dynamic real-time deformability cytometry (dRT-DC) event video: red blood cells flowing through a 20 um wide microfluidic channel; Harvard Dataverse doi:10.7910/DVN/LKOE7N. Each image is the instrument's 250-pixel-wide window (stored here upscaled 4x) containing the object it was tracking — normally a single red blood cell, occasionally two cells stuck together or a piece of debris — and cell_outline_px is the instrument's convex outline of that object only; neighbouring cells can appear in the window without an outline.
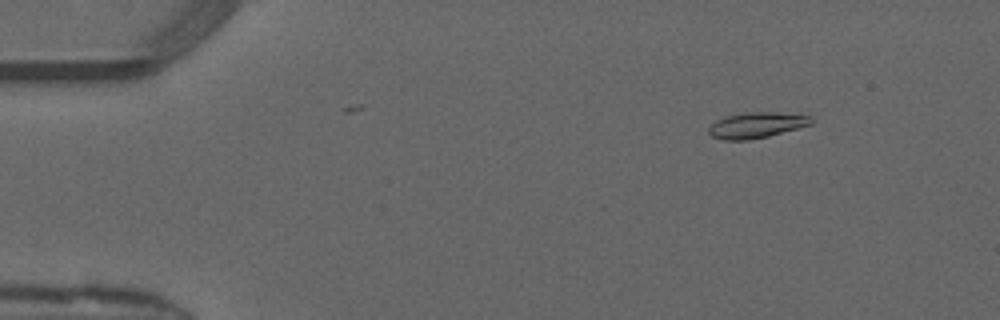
{"species": "common noctule bat (a hibernating species)", "species_latin": "Nyctalus noctula", "temperature_condition": "warm", "stored_images_in_passage": 51, "camera_frame_rate_fps": 3000, "um_per_image_px": 0.085, "animal": {"sex": "male", "forearm_length_mm": 52.5}, "frame": {"image": 1, "passage_image": 7, "time_ms": 2.0, "image_size_px": [1000, 320], "cell_outline_px": [[812, 124], [768, 136], [748, 140], [724, 140], [712, 136], [708, 132], [708, 128], [716, 120], [724, 116], [748, 112], [776, 112], [812, 116]], "centroid_in_image_um": [64.28, 10.63], "position_along_channel_um": 20.7, "area_um2": 15.32}}
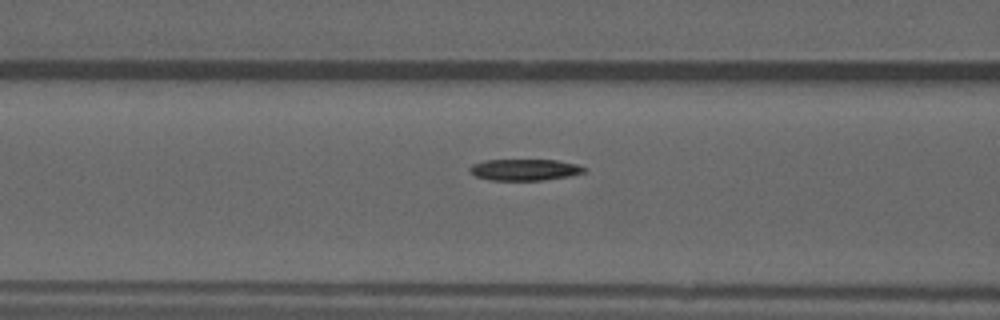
{"frame": {"image": 2, "passage_image": 21, "time_ms": 6.667, "image_size_px": [1000, 320], "cell_outline_px": [[588, 172], [568, 176], [544, 180], [488, 180], [476, 176], [468, 172], [468, 168], [472, 164], [484, 160], [556, 160], [576, 164], [588, 168]], "centroid_in_image_um": [44.59, 14.43], "position_along_channel_um": 122.0, "area_um2": 14.45}}
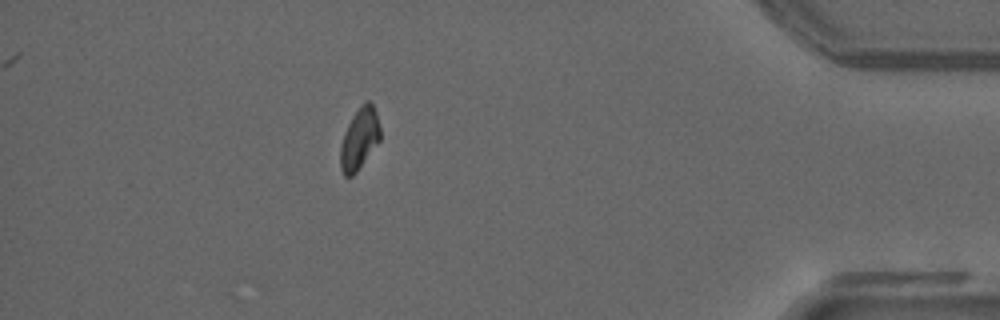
{"frame": {"image": 3, "passage_image": 45, "time_ms": 14.667, "image_size_px": [1000, 320], "cell_outline_px": [[380, 140], [356, 172], [352, 176], [344, 176], [340, 168], [340, 148], [344, 132], [352, 116], [364, 100], [368, 100], [372, 104], [376, 112], [380, 128]], "centroid_in_image_um": [30.54, 11.78], "position_along_channel_um": 404.7, "area_um2": 14.22}}